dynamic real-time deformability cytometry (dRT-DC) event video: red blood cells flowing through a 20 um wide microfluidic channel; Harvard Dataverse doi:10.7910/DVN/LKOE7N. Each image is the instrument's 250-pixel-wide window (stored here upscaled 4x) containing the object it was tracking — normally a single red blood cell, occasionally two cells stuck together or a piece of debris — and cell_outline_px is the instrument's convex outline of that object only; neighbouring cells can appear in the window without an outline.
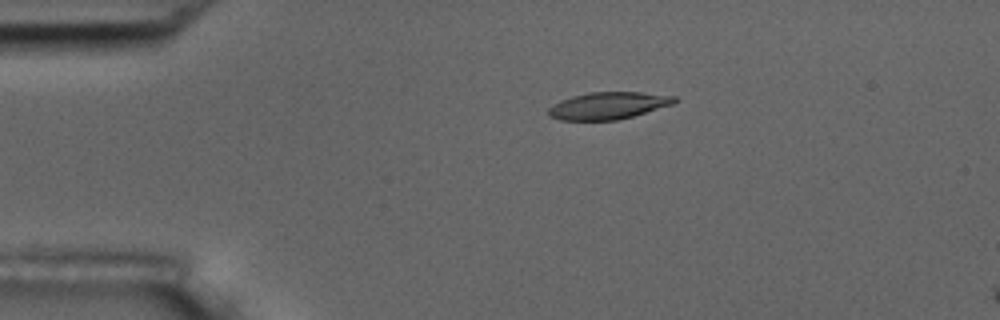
{"species": "common noctule bat (a hibernating species)", "species_latin": "Nyctalus noctula", "temperature_condition": "room temperature", "stored_images_in_passage": 5, "camera_frame_rate_fps": 3000, "um_per_image_px": 0.085, "animal": {"sex": "male", "body_mass_g": 17.5, "forearm_length_mm": 52.3}, "frame": {"image": 1, "passage_image": 3, "time_ms": 0.667, "image_size_px": [1000, 320], "cell_outline_px": [[676, 100], [672, 104], [632, 116], [616, 120], [560, 120], [548, 116], [548, 108], [560, 100], [572, 96], [588, 92], [640, 92], [676, 96]], "centroid_in_image_um": [51.65, 8.97], "position_along_channel_um": 33.4, "area_um2": 19.77}}